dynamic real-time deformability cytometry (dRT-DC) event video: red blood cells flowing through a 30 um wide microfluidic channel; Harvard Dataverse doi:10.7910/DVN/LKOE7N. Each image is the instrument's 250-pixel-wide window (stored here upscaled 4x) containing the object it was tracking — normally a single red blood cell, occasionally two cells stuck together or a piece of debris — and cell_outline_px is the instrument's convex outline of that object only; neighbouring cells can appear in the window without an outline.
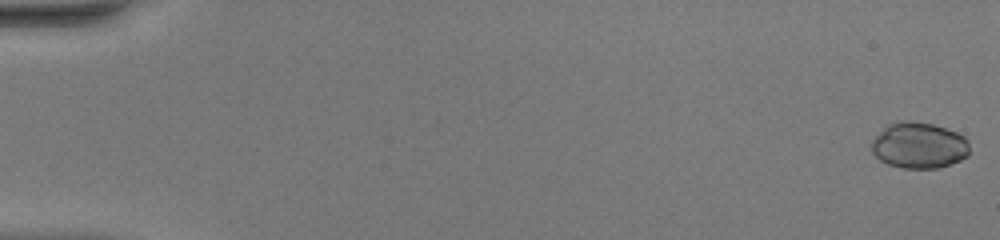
{"species": "common noctule bat (a hibernating species)", "species_latin": "Nyctalus noctula", "temperature_condition": "warm", "stored_images_in_passage": 51, "camera_frame_rate_fps": 3000, "um_per_image_px": 0.085, "animal": {"sex": "female", "body_mass_g": 20.0, "forearm_length_mm": 54.0}, "frame": {"image": 1, "passage_image": 1, "time_ms": 0.0, "image_size_px": [1000, 240], "cell_outline_px": [[972, 152], [968, 156], [960, 160], [936, 168], [900, 168], [888, 164], [880, 160], [872, 152], [872, 140], [888, 124], [900, 120], [908, 120], [932, 124], [956, 132], [964, 136], [968, 140]], "centroid_in_image_um": [78.14, 12.36], "position_along_channel_um": 6.9, "area_um2": 26.41}}
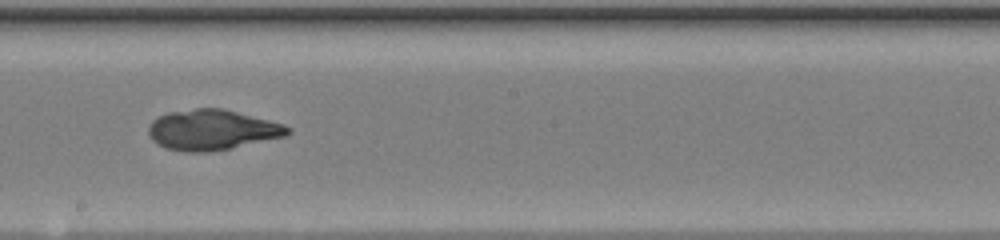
{"frame": {"image": 2, "passage_image": 30, "time_ms": 9.667, "image_size_px": [1000, 240], "cell_outline_px": [[292, 132], [284, 136], [232, 148], [208, 152], [184, 152], [164, 148], [156, 144], [148, 136], [148, 124], [152, 120], [168, 112], [196, 108], [220, 108], [284, 124], [292, 128]], "centroid_in_image_um": [17.98, 11.05], "position_along_channel_um": 230.2, "area_um2": 32.83}}
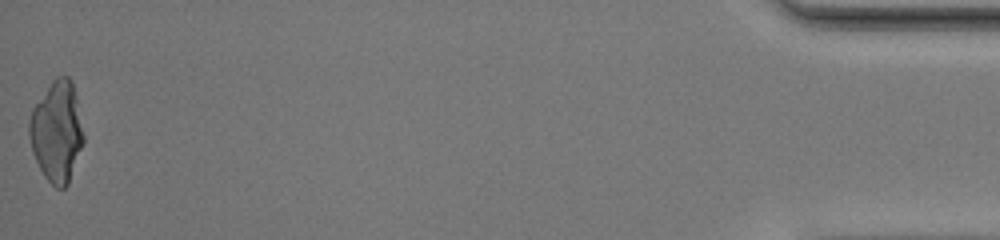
{"frame": {"image": 3, "passage_image": 51, "time_ms": 16.667, "image_size_px": [1000, 240], "cell_outline_px": [[84, 144], [68, 184], [64, 188], [56, 188], [44, 176], [32, 152], [28, 136], [28, 120], [32, 108], [52, 80], [56, 76], [68, 76], [72, 80], [76, 96], [84, 136]], "centroid_in_image_um": [4.82, 11.18], "position_along_channel_um": 430.4, "area_um2": 32.14}}